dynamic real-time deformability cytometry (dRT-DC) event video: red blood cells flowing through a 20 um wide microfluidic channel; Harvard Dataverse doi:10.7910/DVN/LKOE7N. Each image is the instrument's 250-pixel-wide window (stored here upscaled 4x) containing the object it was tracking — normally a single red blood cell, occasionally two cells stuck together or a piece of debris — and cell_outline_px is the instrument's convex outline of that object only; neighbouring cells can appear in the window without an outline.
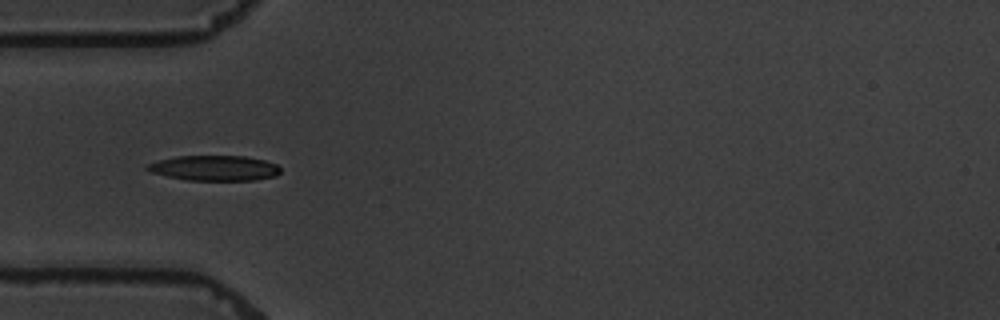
{"species": "common noctule bat (a hibernating species)", "species_latin": "Nyctalus noctula", "temperature_condition": "warm", "stored_images_in_passage": 15, "camera_frame_rate_fps": 3000, "um_per_image_px": 0.085, "animal": {"sex": "male", "body_mass_g": 19.5, "forearm_length_mm": 54.6}, "frame": {"image": 1, "passage_image": 5, "time_ms": 5.333, "image_size_px": [1000, 320], "cell_outline_px": [[280, 172], [276, 176], [256, 180], [184, 180], [152, 172], [144, 168], [148, 164], [160, 160], [176, 156], [244, 156], [264, 160], [276, 164], [280, 168]], "centroid_in_image_um": [18.25, 14.29], "position_along_channel_um": 66.8, "area_um2": 19.48}}
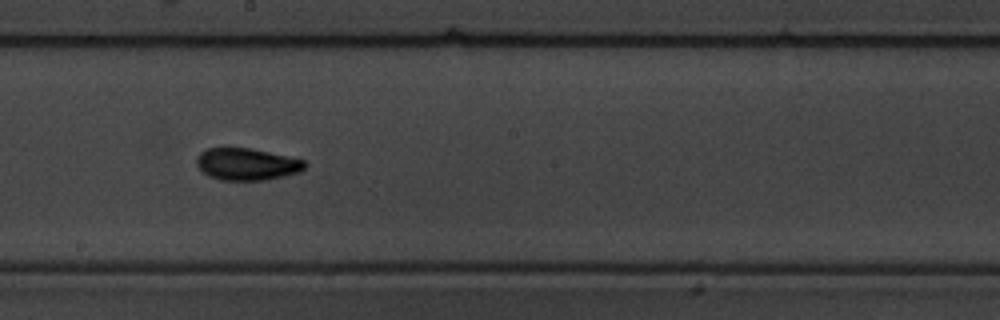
{"frame": {"image": 2, "passage_image": 9, "time_ms": 10.0, "image_size_px": [1000, 320], "cell_outline_px": [[308, 164], [300, 172], [284, 176], [264, 180], [220, 180], [208, 176], [196, 164], [196, 156], [200, 152], [208, 148], [248, 148], [288, 156], [304, 160]], "centroid_in_image_um": [20.98, 13.96], "position_along_channel_um": 227.2, "area_um2": 20.17}}
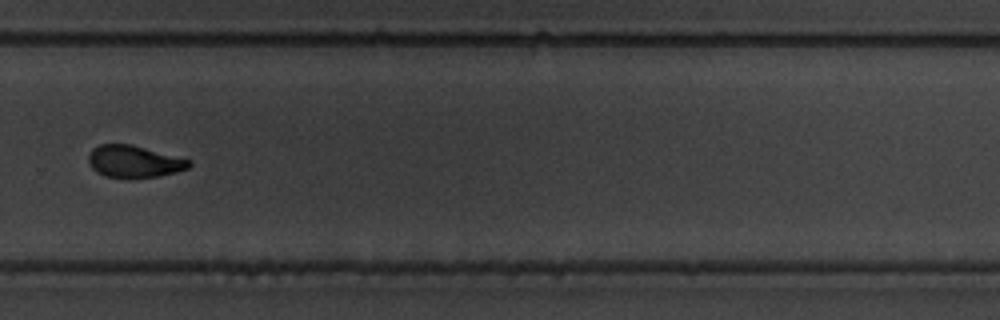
{"frame": {"image": 3, "passage_image": 11, "time_ms": 12.667, "image_size_px": [1000, 320], "cell_outline_px": [[192, 164], [188, 168], [176, 172], [160, 176], [128, 180], [104, 176], [96, 172], [88, 164], [88, 156], [92, 148], [100, 144], [132, 144], [192, 160]], "centroid_in_image_um": [11.38, 13.75], "position_along_channel_um": 318.4, "area_um2": 19.42}, "authors_computed_cell_mechanics": {"area_um2": 19.4786, "velocity_mm_per_s": 3.4349, "shape_relaxation_time_tau1_ms": 4.766, "shape_relaxation_time_tau2_ms": 1.7954, "deformation_change_tau1": 0.1392, "deformation_change_tau2": 0.0628}}